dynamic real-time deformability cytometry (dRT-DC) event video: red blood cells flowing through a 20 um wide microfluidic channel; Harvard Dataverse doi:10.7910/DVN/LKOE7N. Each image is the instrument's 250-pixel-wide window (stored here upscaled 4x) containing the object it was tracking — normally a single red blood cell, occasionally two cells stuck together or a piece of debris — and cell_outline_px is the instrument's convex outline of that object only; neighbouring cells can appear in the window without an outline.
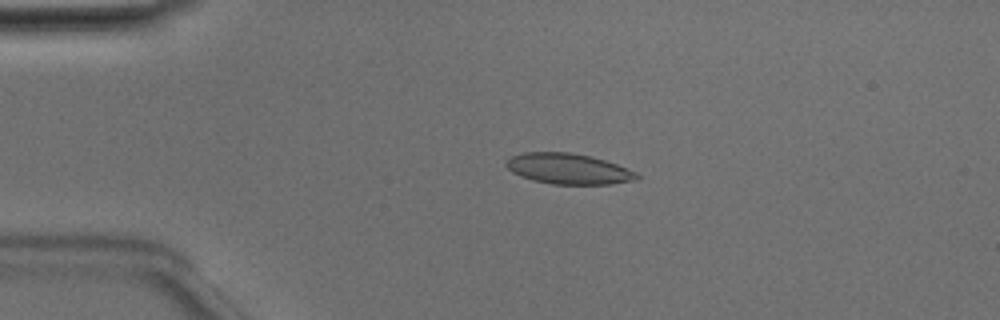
{"species": "Egyptian fruit bat (a non-hibernating species)", "species_latin": "Rousettus aegyptiacus", "temperature_condition": "room temperature", "stored_images_in_passage": 50, "camera_frame_rate_fps": 3000, "um_per_image_px": 0.085, "animal": {"sex": "male"}, "frame": {"image": 1, "passage_image": 11, "time_ms": 3.333, "image_size_px": [1000, 320], "cell_outline_px": [[640, 176], [636, 180], [608, 184], [552, 184], [532, 180], [520, 176], [512, 172], [504, 164], [504, 160], [512, 156], [524, 152], [568, 152], [588, 156], [604, 160], [616, 164], [636, 172]], "centroid_in_image_um": [48.26, 14.35], "position_along_channel_um": 36.7, "area_um2": 23.24}}
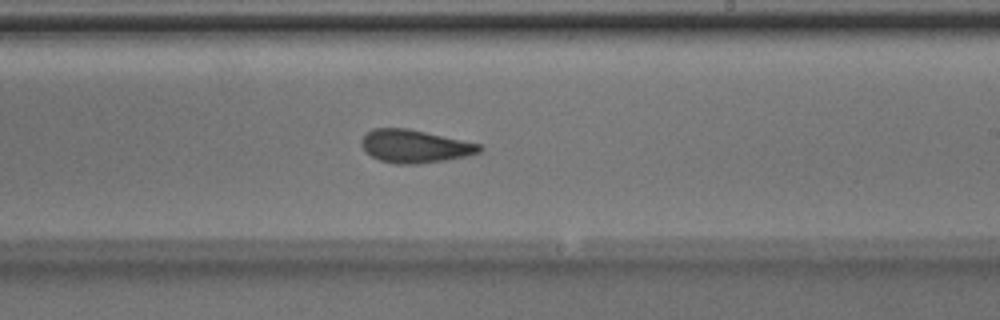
{"frame": {"image": 2, "passage_image": 30, "time_ms": 9.667, "image_size_px": [1000, 320], "cell_outline_px": [[484, 148], [480, 152], [468, 156], [444, 160], [416, 164], [396, 164], [380, 160], [372, 156], [360, 144], [360, 140], [372, 128], [408, 128], [480, 144]], "centroid_in_image_um": [35.26, 12.43], "position_along_channel_um": 253.7, "area_um2": 22.54}}
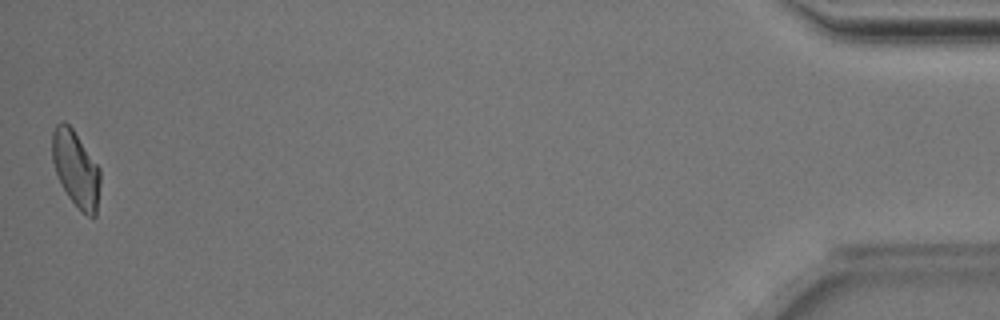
{"frame": {"image": 3, "passage_image": 50, "time_ms": 16.333, "image_size_px": [1000, 320], "cell_outline_px": [[100, 184], [96, 216], [88, 216], [80, 212], [68, 196], [56, 172], [52, 160], [52, 132], [56, 124], [64, 120], [72, 128], [100, 168]], "centroid_in_image_um": [6.45, 14.36], "position_along_channel_um": 428.7, "area_um2": 21.21}, "authors_computed_cell_mechanics": {"area_um2": 22.7443, "velocity_mm_per_s": 4.0177, "shape_relaxation_time_tau1_ms": 5.9536, "shape_relaxation_time_tau2_ms": 2.7238, "deformation_change_tau1": 0.1629, "deformation_change_tau2": 0.0805}}